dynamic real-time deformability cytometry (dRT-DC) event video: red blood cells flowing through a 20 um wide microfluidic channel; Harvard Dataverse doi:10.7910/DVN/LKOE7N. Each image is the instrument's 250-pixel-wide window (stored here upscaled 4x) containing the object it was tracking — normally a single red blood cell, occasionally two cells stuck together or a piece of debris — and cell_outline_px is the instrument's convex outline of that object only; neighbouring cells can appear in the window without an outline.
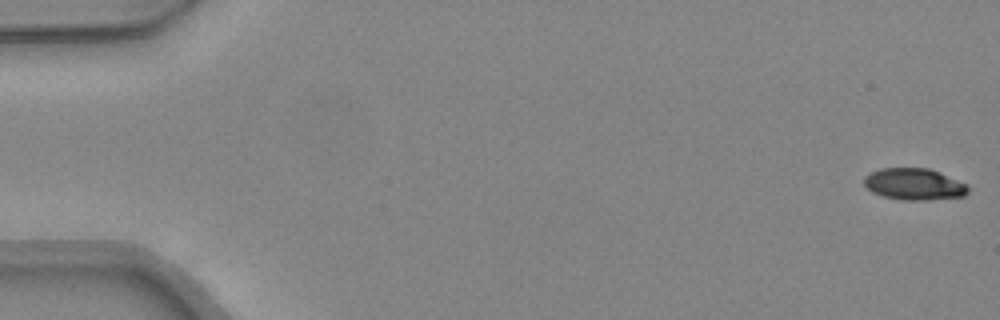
{"species": "common noctule bat (a hibernating species)", "species_latin": "Nyctalus noctula", "temperature_condition": "warm", "stored_images_in_passage": 49, "camera_frame_rate_fps": 3000, "um_per_image_px": 0.085, "animal": {"sex": "female", "body_mass_g": 24.6, "forearm_length_mm": 56.2}, "frame": {"image": 1, "passage_image": 1, "time_ms": 0.0, "image_size_px": [1000, 320], "cell_outline_px": [[968, 192], [964, 196], [928, 200], [904, 200], [884, 196], [872, 192], [864, 184], [864, 176], [880, 168], [928, 168], [968, 184]], "centroid_in_image_um": [77.71, 15.65], "position_along_channel_um": 7.3, "area_um2": 19.07}}
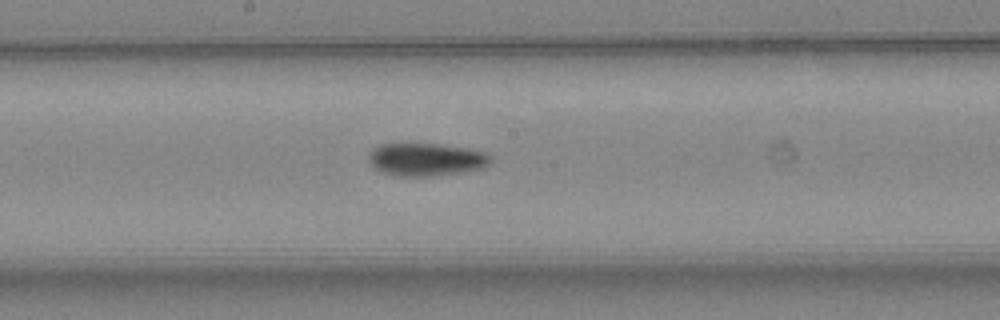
{"frame": {"image": 2, "passage_image": 26, "time_ms": 8.333, "image_size_px": [1000, 320], "cell_outline_px": [[492, 164], [484, 168], [460, 172], [428, 176], [400, 176], [384, 172], [376, 168], [368, 160], [368, 156], [376, 148], [384, 144], [400, 140], [436, 144], [468, 148], [488, 152], [492, 156]], "centroid_in_image_um": [36.27, 13.51], "position_along_channel_um": 211.9, "area_um2": 23.87}}
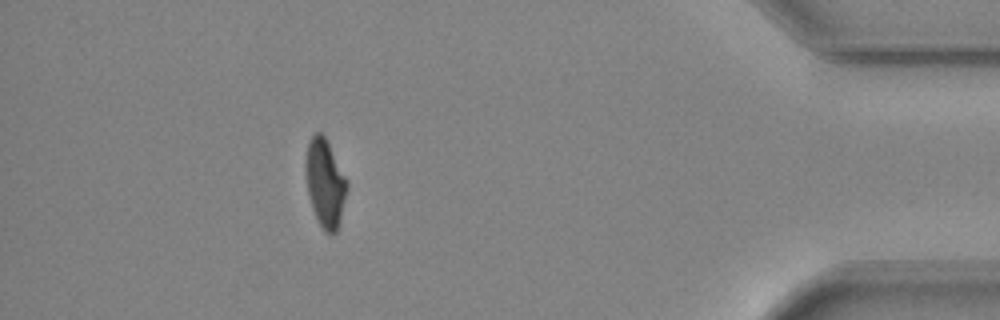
{"frame": {"image": 3, "passage_image": 43, "time_ms": 14.0, "image_size_px": [1000, 320], "cell_outline_px": [[348, 188], [340, 220], [336, 232], [324, 232], [312, 208], [308, 196], [304, 168], [304, 160], [308, 144], [312, 136], [316, 132], [320, 132], [324, 136], [348, 180]], "centroid_in_image_um": [27.62, 15.55], "position_along_channel_um": 407.6, "area_um2": 21.21}, "authors_computed_cell_mechanics": {"area_um2": 21.7906, "velocity_mm_per_s": 4.3702, "shape_relaxation_time_tau1_ms": 4.9326, "shape_relaxation_time_tau2_ms": 4.5312, "deformation_change_tau1": 0.1751, "deformation_change_tau2": 0.1115}}